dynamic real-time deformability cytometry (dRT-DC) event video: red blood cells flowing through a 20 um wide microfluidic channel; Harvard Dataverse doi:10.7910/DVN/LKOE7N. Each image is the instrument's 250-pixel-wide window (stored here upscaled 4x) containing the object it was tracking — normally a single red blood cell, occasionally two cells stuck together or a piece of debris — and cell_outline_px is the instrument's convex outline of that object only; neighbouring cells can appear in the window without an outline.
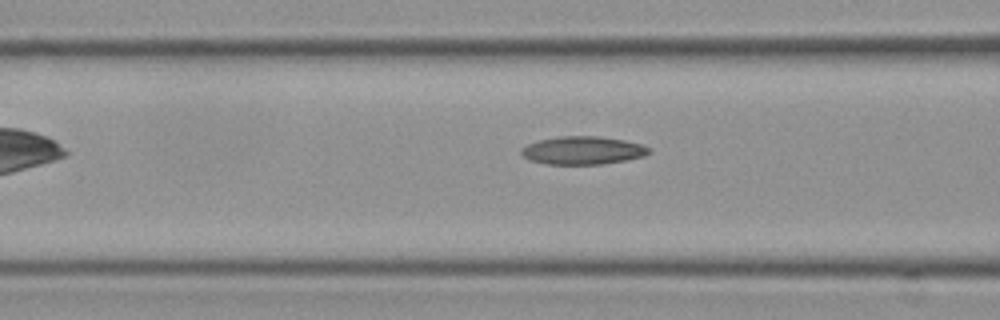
{"species": "Egyptian fruit bat (a non-hibernating species)", "species_latin": "Rousettus aegyptiacus", "temperature_condition": "cold", "stored_images_in_passage": 7, "camera_frame_rate_fps": 3000, "um_per_image_px": 0.085, "frame": {"image": 1, "passage_image": 5, "time_ms": 1.333, "image_size_px": [1000, 320], "cell_outline_px": [[652, 152], [644, 156], [624, 160], [600, 164], [548, 164], [528, 160], [520, 152], [520, 148], [528, 144], [540, 140], [560, 136], [600, 136], [624, 140], [640, 144], [648, 148]], "centroid_in_image_um": [49.51, 12.78], "position_along_channel_um": 117.1, "area_um2": 20.75}}